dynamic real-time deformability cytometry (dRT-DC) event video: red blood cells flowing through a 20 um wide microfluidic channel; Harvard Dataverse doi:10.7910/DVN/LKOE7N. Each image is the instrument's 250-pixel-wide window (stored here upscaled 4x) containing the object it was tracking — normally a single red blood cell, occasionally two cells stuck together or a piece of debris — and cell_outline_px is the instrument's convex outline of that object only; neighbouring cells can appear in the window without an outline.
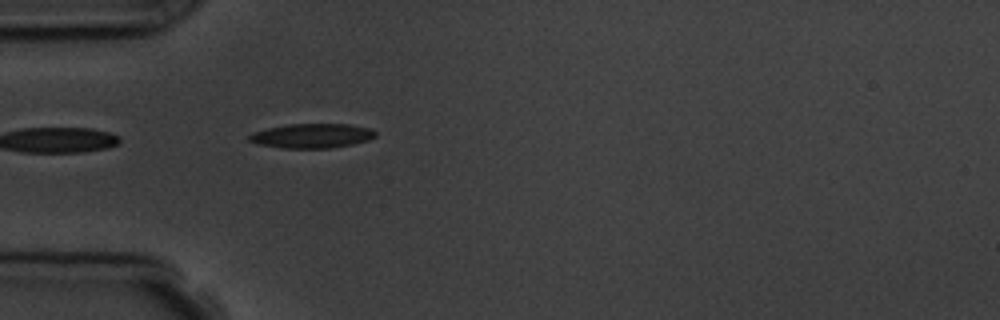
{"species": "common noctule bat (a hibernating species)", "species_latin": "Nyctalus noctula", "temperature_condition": "room temperature", "stored_images_in_passage": 3, "camera_frame_rate_fps": 3000, "um_per_image_px": 0.085, "animal": {"sex": "male", "body_mass_g": 19.5, "forearm_length_mm": 54.6}, "frame": {"image": 1, "passage_image": 3, "time_ms": 2.0, "image_size_px": [1000, 320], "cell_outline_px": [[376, 136], [368, 140], [352, 144], [332, 148], [280, 148], [260, 144], [248, 140], [248, 136], [252, 132], [268, 128], [288, 124], [348, 124], [372, 128], [376, 132]], "centroid_in_image_um": [26.53, 11.54], "position_along_channel_um": 58.5, "area_um2": 18.03}}